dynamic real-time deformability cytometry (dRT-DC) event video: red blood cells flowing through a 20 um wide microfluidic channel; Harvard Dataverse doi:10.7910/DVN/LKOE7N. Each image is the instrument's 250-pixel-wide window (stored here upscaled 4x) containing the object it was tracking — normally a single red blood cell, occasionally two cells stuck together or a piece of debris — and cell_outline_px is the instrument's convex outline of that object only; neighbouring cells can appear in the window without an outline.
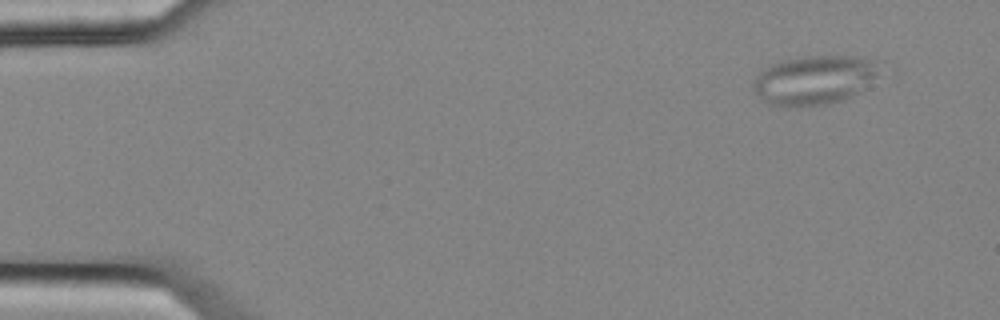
{"species": "common noctule bat (a hibernating species)", "species_latin": "Nyctalus noctula", "temperature_condition": "cold", "stored_images_in_passage": 6, "camera_frame_rate_fps": 3000, "um_per_image_px": 0.085, "animal": {"sex": "female", "body_mass_g": 25.1}, "frame": {"image": 1, "passage_image": 2, "time_ms": 0.333, "image_size_px": [1000, 320], "cell_outline_px": [[888, 64], [876, 76], [852, 96], [828, 104], [768, 104], [752, 88], [752, 80], [768, 64], [784, 60], [808, 56], [852, 56], [884, 60]], "centroid_in_image_um": [69.3, 6.73], "position_along_channel_um": 15.7, "area_um2": 35.95}}